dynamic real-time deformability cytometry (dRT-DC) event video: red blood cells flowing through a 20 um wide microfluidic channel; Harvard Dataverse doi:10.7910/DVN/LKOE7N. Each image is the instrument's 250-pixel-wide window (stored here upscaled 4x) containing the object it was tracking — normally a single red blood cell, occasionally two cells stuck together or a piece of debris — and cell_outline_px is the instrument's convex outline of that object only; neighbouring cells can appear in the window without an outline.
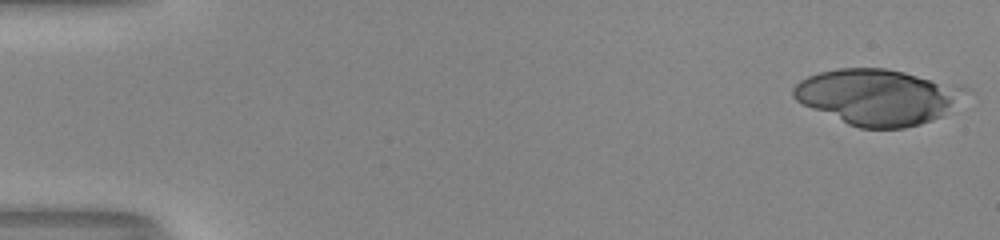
{"species": "human", "species_latin": "Homo sapiens", "temperature_condition": "room temperature", "stored_images_in_passage": 51, "camera_frame_rate_fps": 3000, "um_per_image_px": 0.085, "donor": {"sex": "male"}, "frame": {"image": 1, "passage_image": 1, "time_ms": 0.0, "image_size_px": [1000, 240], "cell_outline_px": [[968, 88], [940, 116], [932, 120], [920, 124], [904, 128], [860, 128], [848, 124], [812, 108], [796, 100], [792, 96], [792, 88], [800, 80], [808, 76], [820, 72], [840, 68], [884, 68], [904, 72], [960, 84]], "centroid_in_image_um": [74.55, 8.22], "position_along_channel_um": 10.4, "area_um2": 55.08}}